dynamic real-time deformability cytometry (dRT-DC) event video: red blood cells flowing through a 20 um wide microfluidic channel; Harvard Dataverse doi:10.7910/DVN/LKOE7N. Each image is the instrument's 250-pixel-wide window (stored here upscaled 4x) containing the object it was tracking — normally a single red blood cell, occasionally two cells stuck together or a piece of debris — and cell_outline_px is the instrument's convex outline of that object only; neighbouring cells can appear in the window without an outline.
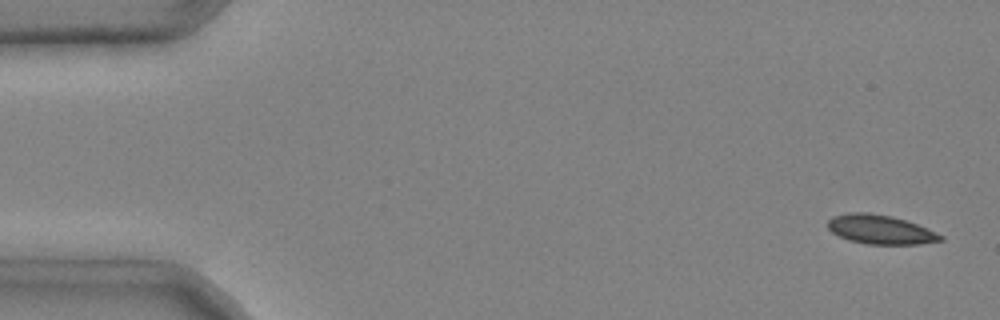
{"species": "common noctule bat (a hibernating species)", "species_latin": "Nyctalus noctula", "temperature_condition": "cold", "stored_images_in_passage": 4, "camera_frame_rate_fps": 3000, "um_per_image_px": 0.085, "animal": {"sex": "male", "body_mass_g": 20.4}, "frame": {"image": 1, "passage_image": 1, "time_ms": 0.0, "image_size_px": [1000, 320], "cell_outline_px": [[944, 240], [920, 244], [868, 244], [848, 240], [832, 232], [828, 228], [828, 220], [832, 216], [848, 212], [868, 212], [892, 216], [916, 224], [944, 236]], "centroid_in_image_um": [74.8, 19.5], "position_along_channel_um": 10.2, "area_um2": 19.07}}
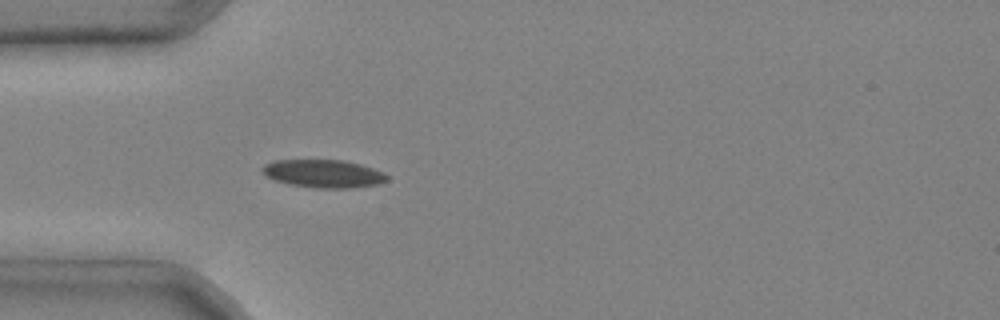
{"frame": {"image": 2, "passage_image": 4, "time_ms": 1.0, "image_size_px": [1000, 320], "cell_outline_px": [[388, 180], [376, 184], [352, 188], [316, 188], [288, 184], [264, 176], [260, 168], [264, 164], [276, 160], [344, 160], [360, 164], [384, 172], [388, 176]], "centroid_in_image_um": [27.47, 14.76], "position_along_channel_um": 57.5, "area_um2": 20.4}}